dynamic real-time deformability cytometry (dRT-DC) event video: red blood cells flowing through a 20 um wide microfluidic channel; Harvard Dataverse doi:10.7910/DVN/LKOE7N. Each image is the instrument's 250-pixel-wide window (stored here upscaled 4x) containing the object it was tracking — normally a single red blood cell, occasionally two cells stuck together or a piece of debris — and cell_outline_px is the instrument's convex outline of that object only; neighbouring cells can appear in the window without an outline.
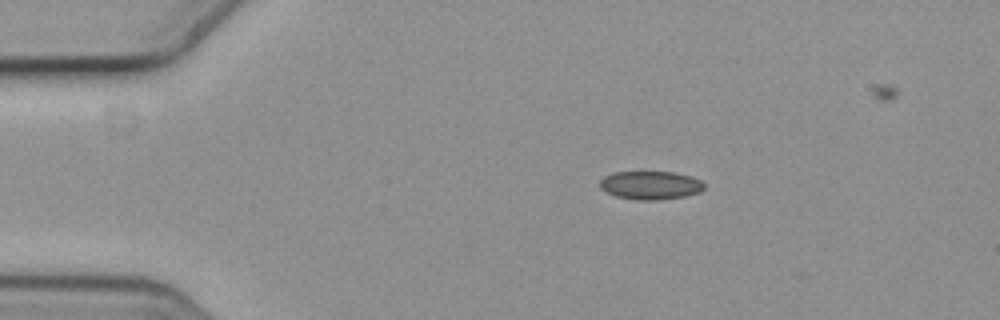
{"species": "common noctule bat (a hibernating species)", "species_latin": "Nyctalus noctula", "temperature_condition": "cold", "stored_images_in_passage": 3, "camera_frame_rate_fps": 3000, "um_per_image_px": 0.085, "animal": {"sex": "female", "body_mass_g": 19.3, "forearm_length_mm": 54.1}, "frame": {"image": 1, "passage_image": 2, "time_ms": 0.333, "image_size_px": [1000, 320], "cell_outline_px": [[704, 188], [700, 192], [684, 196], [656, 200], [636, 200], [616, 196], [600, 188], [600, 180], [604, 176], [612, 172], [672, 172], [692, 176], [700, 180], [704, 184]], "centroid_in_image_um": [55.29, 15.74], "position_along_channel_um": 29.7, "area_um2": 17.22}}